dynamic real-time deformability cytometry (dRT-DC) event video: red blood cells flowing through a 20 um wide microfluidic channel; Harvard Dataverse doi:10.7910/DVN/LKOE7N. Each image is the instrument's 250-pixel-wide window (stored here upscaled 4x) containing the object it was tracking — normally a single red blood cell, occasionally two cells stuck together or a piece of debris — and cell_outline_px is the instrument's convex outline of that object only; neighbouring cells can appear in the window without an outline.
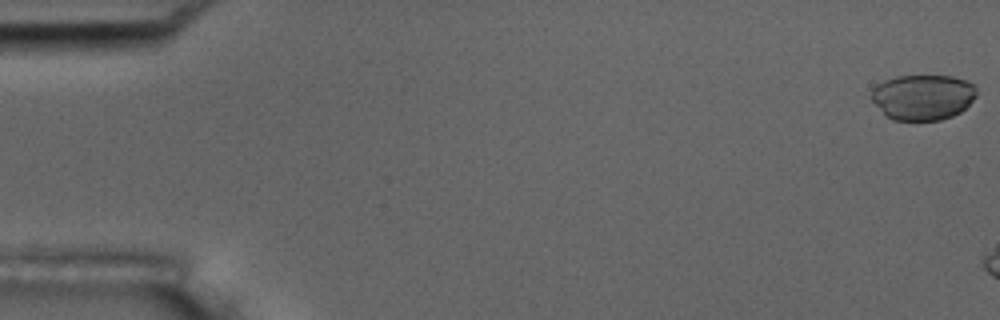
{"species": "common noctule bat (a hibernating species)", "species_latin": "Nyctalus noctula", "temperature_condition": "room temperature", "stored_images_in_passage": 7, "camera_frame_rate_fps": 3000, "um_per_image_px": 0.085, "animal": {"sex": "male", "body_mass_g": 17.5, "forearm_length_mm": 52.3}, "frame": {"image": 1, "passage_image": 1, "time_ms": 0.0, "image_size_px": [1000, 320], "cell_outline_px": [[976, 96], [960, 112], [952, 116], [940, 120], [892, 120], [872, 100], [872, 88], [876, 84], [884, 80], [896, 76], [952, 76], [976, 84]], "centroid_in_image_um": [78.45, 8.24], "position_along_channel_um": 6.5, "area_um2": 27.74}}